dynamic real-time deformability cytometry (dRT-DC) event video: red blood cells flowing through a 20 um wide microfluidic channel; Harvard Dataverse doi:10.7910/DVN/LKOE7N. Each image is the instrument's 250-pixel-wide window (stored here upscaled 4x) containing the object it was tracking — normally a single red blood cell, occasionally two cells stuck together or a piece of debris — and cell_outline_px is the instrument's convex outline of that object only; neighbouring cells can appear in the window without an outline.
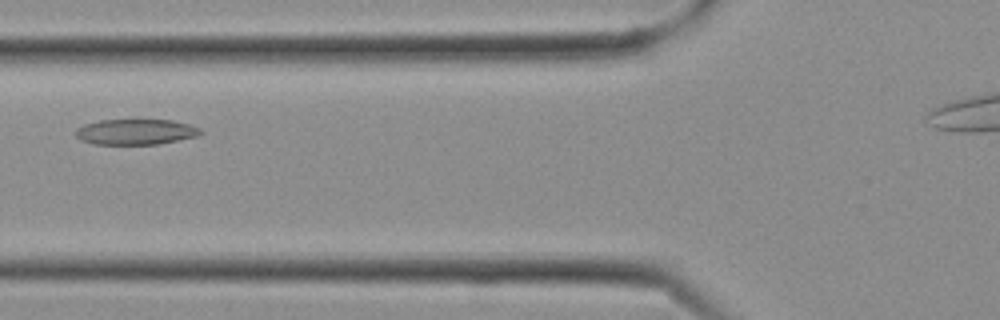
{"species": "Egyptian fruit bat (a non-hibernating species)", "species_latin": "Rousettus aegyptiacus", "temperature_condition": "cold", "stored_images_in_passage": 6, "camera_frame_rate_fps": 3000, "um_per_image_px": 0.085, "frame": {"image": 1, "passage_image": 5, "time_ms": 1.333, "image_size_px": [1000, 320], "cell_outline_px": [[204, 132], [196, 136], [156, 144], [96, 144], [80, 140], [76, 136], [76, 128], [84, 124], [100, 120], [172, 120], [188, 124], [200, 128]], "centroid_in_image_um": [11.51, 11.2], "position_along_channel_um": 114.3, "area_um2": 18.44}}